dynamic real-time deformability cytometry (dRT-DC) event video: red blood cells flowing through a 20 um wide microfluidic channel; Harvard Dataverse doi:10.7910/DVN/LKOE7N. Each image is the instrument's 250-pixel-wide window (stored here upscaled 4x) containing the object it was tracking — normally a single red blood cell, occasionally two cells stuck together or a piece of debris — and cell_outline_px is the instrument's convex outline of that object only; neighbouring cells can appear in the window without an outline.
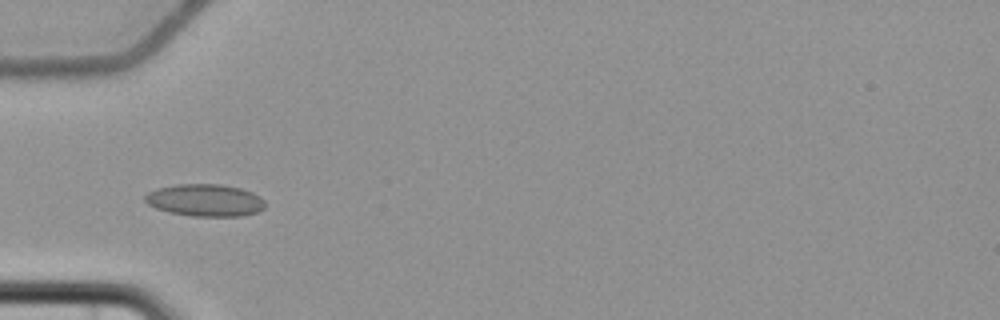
{"species": "common noctule bat (a hibernating species)", "species_latin": "Nyctalus noctula", "temperature_condition": "cold", "stored_images_in_passage": 8, "camera_frame_rate_fps": 3000, "um_per_image_px": 0.085, "animal": {"sex": "female", "body_mass_g": 22.7, "forearm_length_mm": 54.2}, "frame": {"image": 1, "passage_image": 6, "time_ms": 6.0, "image_size_px": [1000, 320], "cell_outline_px": [[264, 208], [256, 212], [244, 216], [192, 216], [168, 212], [156, 208], [148, 204], [144, 200], [144, 196], [148, 192], [156, 188], [176, 184], [220, 184], [240, 188], [252, 192], [260, 196], [264, 200]], "centroid_in_image_um": [17.42, 17.02], "position_along_channel_um": 67.6, "area_um2": 22.66}}
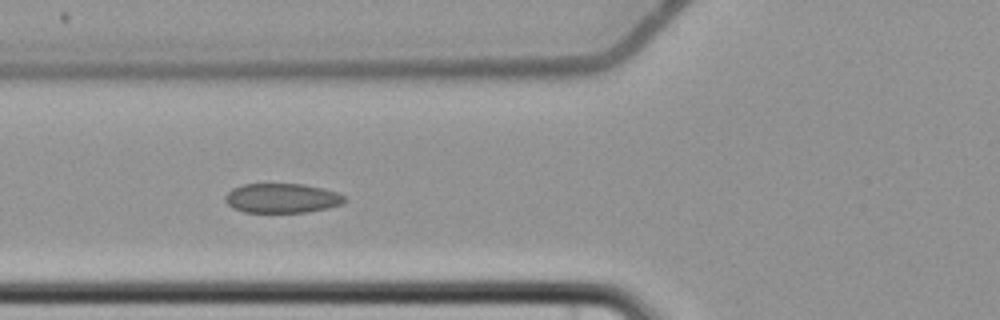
{"frame": {"image": 2, "passage_image": 7, "time_ms": 7.0, "image_size_px": [1000, 320], "cell_outline_px": [[348, 200], [344, 204], [328, 208], [308, 212], [244, 212], [232, 208], [224, 200], [224, 196], [232, 188], [240, 184], [304, 184], [336, 192], [344, 196]], "centroid_in_image_um": [23.96, 16.85], "position_along_channel_um": 101.8, "area_um2": 20.69}}
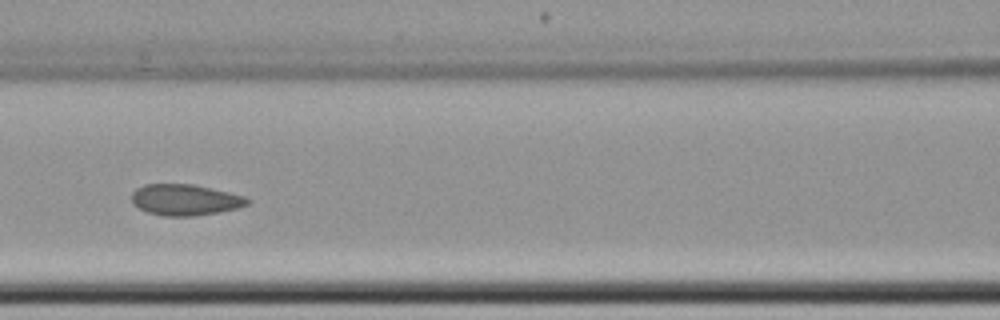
{"frame": {"image": 3, "passage_image": 8, "time_ms": 8.333, "image_size_px": [1000, 320], "cell_outline_px": [[248, 204], [236, 208], [220, 212], [192, 216], [164, 216], [148, 212], [132, 204], [132, 192], [136, 188], [144, 184], [192, 184], [228, 192], [244, 196], [248, 200]], "centroid_in_image_um": [15.69, 16.98], "position_along_channel_um": 150.9, "area_um2": 20.81}}